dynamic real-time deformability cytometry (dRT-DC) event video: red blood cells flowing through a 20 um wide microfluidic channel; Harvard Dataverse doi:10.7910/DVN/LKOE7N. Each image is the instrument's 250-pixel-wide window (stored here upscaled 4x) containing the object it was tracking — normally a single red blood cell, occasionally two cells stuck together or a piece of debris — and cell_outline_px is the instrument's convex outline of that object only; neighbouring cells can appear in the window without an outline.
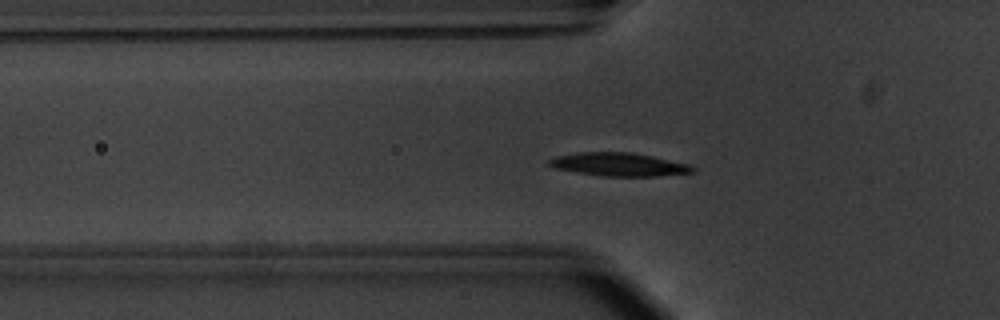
{"species": "common noctule bat (a hibernating species)", "species_latin": "Nyctalus noctula", "temperature_condition": "warm", "stored_images_in_passage": 43, "camera_frame_rate_fps": 3000, "um_per_image_px": 0.085, "animal": {"sex": "male", "body_mass_g": 20.1, "forearm_length_mm": 53.5}, "frame": {"image": 1, "passage_image": 16, "time_ms": 5.0, "image_size_px": [1000, 320], "cell_outline_px": [[696, 172], [656, 176], [600, 176], [552, 168], [548, 164], [548, 160], [556, 156], [580, 152], [632, 152], [652, 156], [688, 164], [696, 168]], "centroid_in_image_um": [52.59, 13.98], "position_along_channel_um": 73.2, "area_um2": 19.54}}
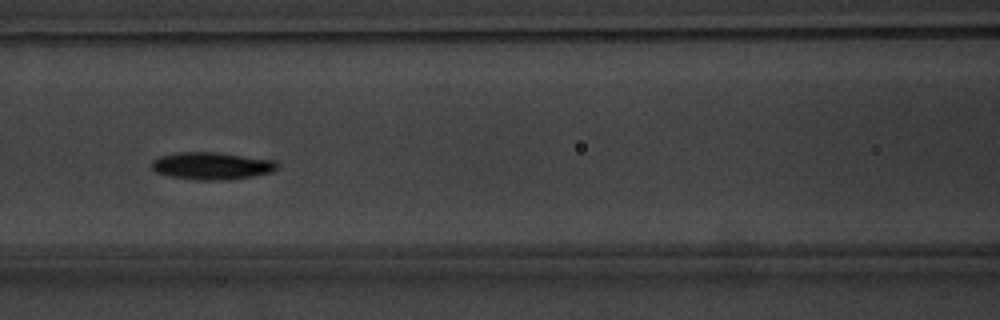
{"frame": {"image": 2, "passage_image": 22, "time_ms": 7.0, "image_size_px": [1000, 320], "cell_outline_px": [[280, 168], [272, 172], [232, 180], [192, 180], [172, 176], [156, 172], [152, 168], [152, 160], [160, 156], [180, 152], [212, 152], [276, 160], [280, 164]], "centroid_in_image_um": [18.05, 14.11], "position_along_channel_um": 148.5, "area_um2": 20.11}}
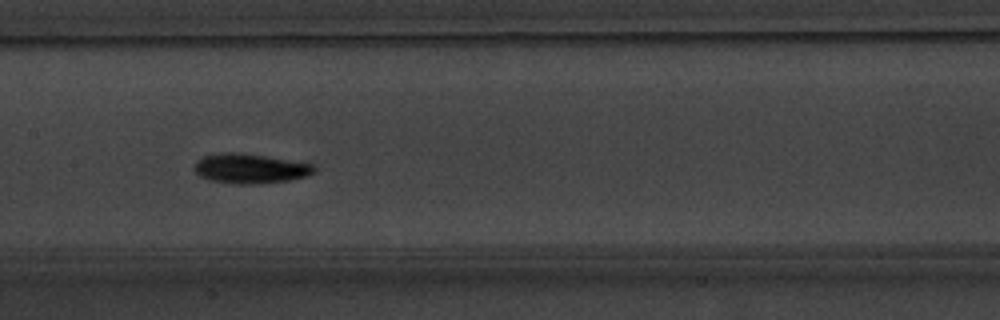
{"frame": {"image": 3, "passage_image": 25, "time_ms": 8.0, "image_size_px": [1000, 320], "cell_outline_px": [[316, 172], [308, 176], [288, 180], [252, 184], [232, 184], [208, 180], [200, 176], [192, 168], [196, 160], [204, 156], [220, 152], [240, 152], [316, 164]], "centroid_in_image_um": [21.25, 14.32], "position_along_channel_um": 186.1, "area_um2": 21.1}, "authors_computed_cell_mechanics": {"area_um2": 18.8428, "velocity_mm_per_s": 3.7497, "shape_relaxation_time_tau1_ms": 1.7298, "shape_relaxation_time_tau2_ms": 3.6757, "deformation_change_tau1": 0.1267, "deformation_change_tau2": 0.0497}}